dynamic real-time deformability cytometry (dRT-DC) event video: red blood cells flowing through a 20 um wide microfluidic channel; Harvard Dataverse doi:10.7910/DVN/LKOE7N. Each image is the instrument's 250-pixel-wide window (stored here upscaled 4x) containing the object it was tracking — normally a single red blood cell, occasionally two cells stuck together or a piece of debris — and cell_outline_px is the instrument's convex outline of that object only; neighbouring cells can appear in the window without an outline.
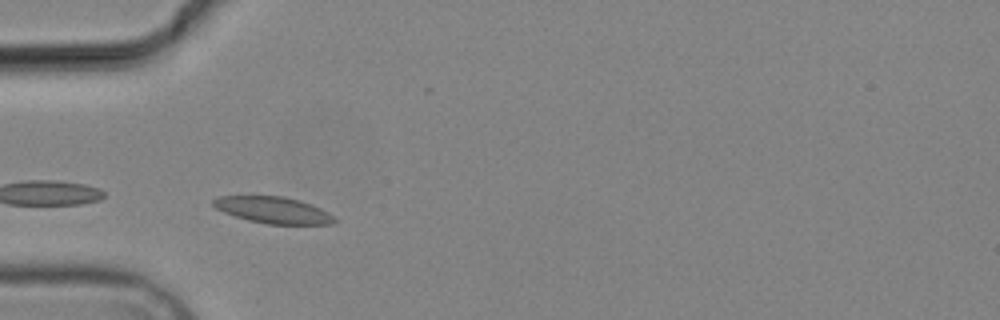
{"species": "common noctule bat (a hibernating species)", "species_latin": "Nyctalus noctula", "temperature_condition": "cold", "stored_images_in_passage": 5, "camera_frame_rate_fps": 3000, "um_per_image_px": 0.085, "animal": {"sex": "male", "body_mass_g": 19.2, "forearm_length_mm": 51.8}, "frame": {"image": 1, "passage_image": 3, "time_ms": 2.333, "image_size_px": [1000, 320], "cell_outline_px": [[336, 220], [332, 224], [268, 224], [248, 220], [224, 212], [216, 208], [212, 204], [212, 200], [220, 196], [284, 196], [300, 200], [320, 208], [328, 212]], "centroid_in_image_um": [23.21, 17.85], "position_along_channel_um": 61.8, "area_um2": 18.55}}